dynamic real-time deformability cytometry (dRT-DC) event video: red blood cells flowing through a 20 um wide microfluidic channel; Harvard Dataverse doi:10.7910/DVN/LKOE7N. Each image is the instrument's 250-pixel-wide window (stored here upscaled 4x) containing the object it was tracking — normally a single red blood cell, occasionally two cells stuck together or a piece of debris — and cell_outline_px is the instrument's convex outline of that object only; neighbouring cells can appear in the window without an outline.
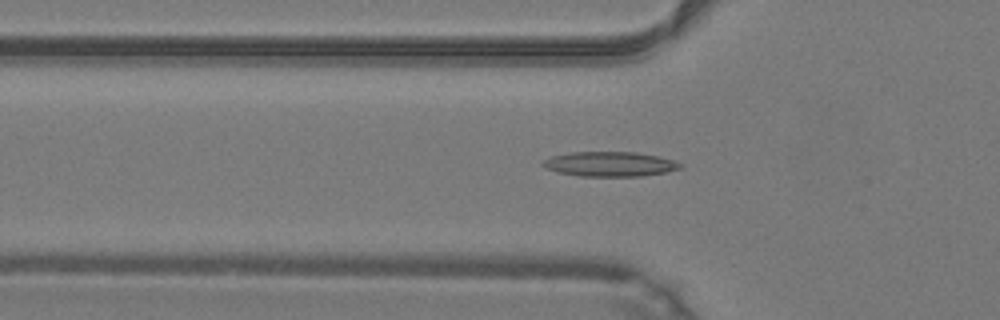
{"species": "common noctule bat (a hibernating species)", "species_latin": "Nyctalus noctula", "temperature_condition": "warm", "stored_images_in_passage": 48, "camera_frame_rate_fps": 3000, "um_per_image_px": 0.085, "animal": {"sex": "male", "body_mass_g": 19.2, "forearm_length_mm": 51.8}, "frame": {"image": 1, "passage_image": 17, "time_ms": 5.333, "image_size_px": [1000, 320], "cell_outline_px": [[680, 168], [668, 172], [640, 176], [580, 176], [560, 172], [548, 168], [540, 164], [544, 160], [552, 156], [572, 152], [636, 152], [676, 160], [680, 164]], "centroid_in_image_um": [51.86, 13.94], "position_along_channel_um": 73.9, "area_um2": 19.59}}
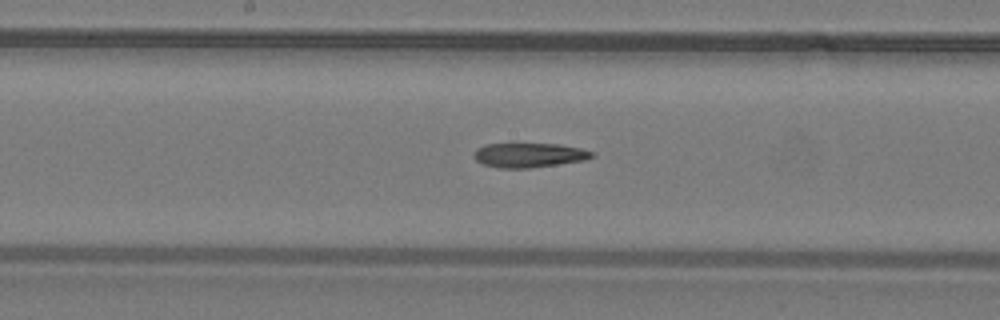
{"frame": {"image": 2, "passage_image": 26, "time_ms": 8.333, "image_size_px": [1000, 320], "cell_outline_px": [[596, 156], [584, 160], [532, 168], [496, 168], [484, 164], [476, 160], [472, 156], [476, 148], [484, 144], [560, 144], [580, 148], [596, 152]], "centroid_in_image_um": [44.98, 13.19], "position_along_channel_um": 203.2, "area_um2": 16.99}}
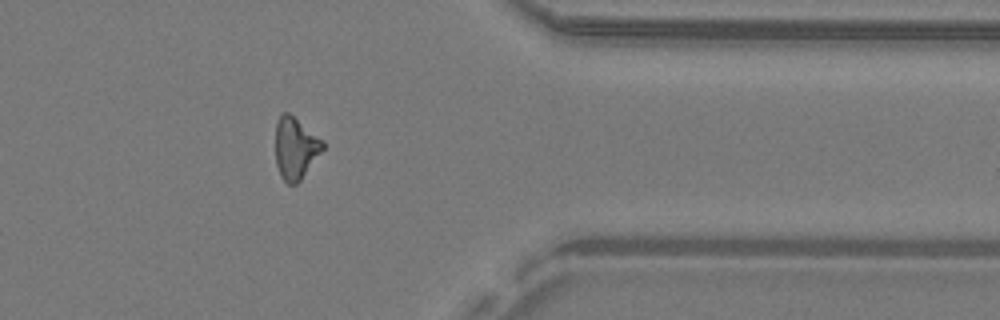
{"frame": {"image": 3, "passage_image": 40, "time_ms": 13.0, "image_size_px": [1000, 320], "cell_outline_px": [[324, 148], [300, 180], [296, 184], [288, 184], [280, 176], [276, 164], [276, 124], [280, 112], [288, 112], [324, 140]], "centroid_in_image_um": [25.1, 12.57], "position_along_channel_um": 386.3, "area_um2": 16.99}}